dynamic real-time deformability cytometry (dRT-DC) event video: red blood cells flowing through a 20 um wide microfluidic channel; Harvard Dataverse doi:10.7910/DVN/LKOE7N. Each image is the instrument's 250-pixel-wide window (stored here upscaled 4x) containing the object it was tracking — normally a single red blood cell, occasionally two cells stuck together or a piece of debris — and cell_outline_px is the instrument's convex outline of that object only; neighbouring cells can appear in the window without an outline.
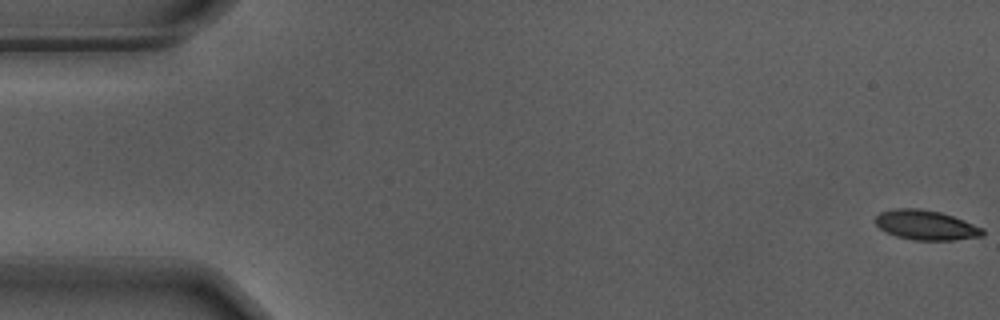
{"species": "Egyptian fruit bat (a non-hibernating species)", "species_latin": "Rousettus aegyptiacus", "temperature_condition": "warm", "stored_images_in_passage": 10, "camera_frame_rate_fps": 3000, "um_per_image_px": 0.085, "animal": {"sex": "male"}, "frame": {"image": 1, "passage_image": 1, "time_ms": 0.0, "image_size_px": [1000, 320], "cell_outline_px": [[984, 236], [952, 240], [916, 240], [896, 236], [880, 228], [876, 224], [876, 216], [880, 212], [896, 208], [920, 208], [940, 212], [964, 220], [984, 228]], "centroid_in_image_um": [78.73, 19.13], "position_along_channel_um": 6.3, "area_um2": 18.5}}